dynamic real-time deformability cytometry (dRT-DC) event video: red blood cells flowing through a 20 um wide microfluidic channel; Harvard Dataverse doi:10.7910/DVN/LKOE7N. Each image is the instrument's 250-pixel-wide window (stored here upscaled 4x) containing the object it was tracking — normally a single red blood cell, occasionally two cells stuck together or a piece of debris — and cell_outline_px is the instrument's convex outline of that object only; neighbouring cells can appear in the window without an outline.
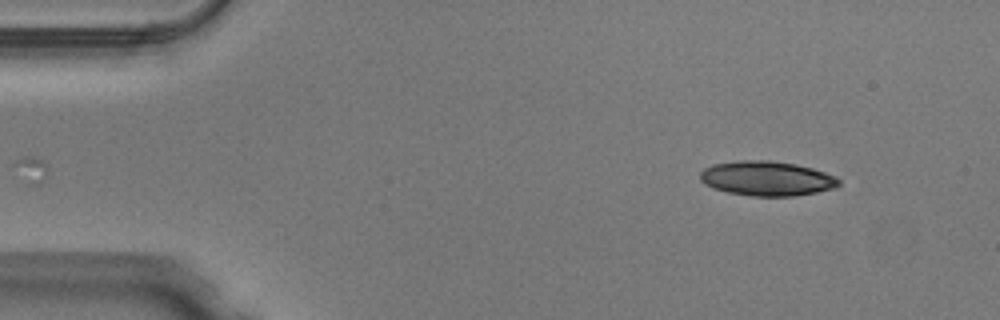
{"species": "Egyptian fruit bat (a non-hibernating species)", "species_latin": "Rousettus aegyptiacus", "temperature_condition": "warm", "stored_images_in_passage": 9, "camera_frame_rate_fps": 3000, "um_per_image_px": 0.085, "animal": {"sex": "male"}, "frame": {"image": 1, "passage_image": 1, "time_ms": 0.0, "image_size_px": [1000, 320], "cell_outline_px": [[840, 184], [836, 188], [816, 192], [792, 196], [752, 196], [728, 192], [712, 188], [704, 184], [700, 180], [700, 172], [704, 168], [712, 164], [740, 160], [772, 160], [796, 164], [812, 168], [836, 176], [840, 180]], "centroid_in_image_um": [65.17, 15.16], "position_along_channel_um": 19.8, "area_um2": 28.21}}